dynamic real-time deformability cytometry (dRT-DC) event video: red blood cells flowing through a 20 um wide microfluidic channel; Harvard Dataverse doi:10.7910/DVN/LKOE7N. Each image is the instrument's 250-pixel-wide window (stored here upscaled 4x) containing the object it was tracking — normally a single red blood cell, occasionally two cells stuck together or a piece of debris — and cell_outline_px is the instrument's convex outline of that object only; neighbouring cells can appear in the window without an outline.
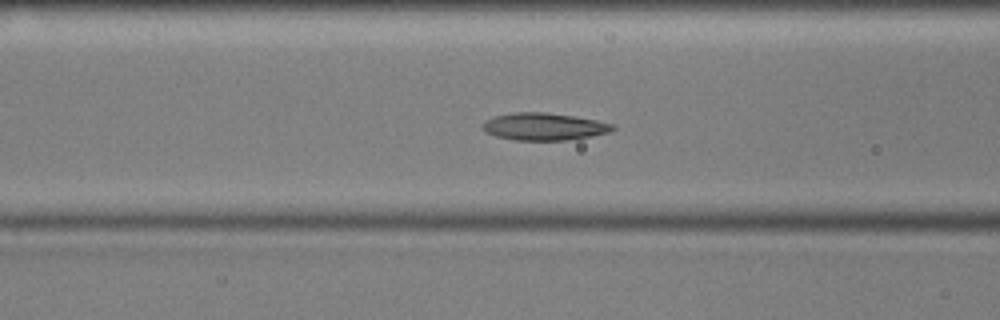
{"species": "common noctule bat (a hibernating species)", "species_latin": "Nyctalus noctula", "temperature_condition": "cold", "stored_images_in_passage": 40, "camera_frame_rate_fps": 3000, "um_per_image_px": 0.085, "animal": {"sex": "male", "body_mass_g": 17.9, "forearm_length_mm": 54.2}, "frame": {"image": 1, "passage_image": 6, "time_ms": 1.667, "image_size_px": [1000, 320], "cell_outline_px": [[616, 128], [608, 132], [592, 136], [564, 140], [516, 140], [496, 136], [484, 132], [480, 128], [484, 120], [496, 116], [512, 112], [544, 112], [572, 116], [596, 120], [616, 124]], "centroid_in_image_um": [46.21, 10.75], "position_along_channel_um": 120.4, "area_um2": 20.75}}
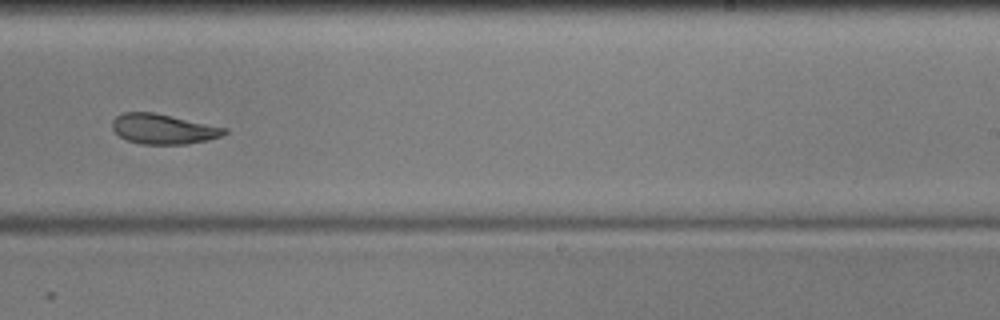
{"frame": {"image": 2, "passage_image": 19, "time_ms": 6.0, "image_size_px": [1000, 320], "cell_outline_px": [[228, 132], [224, 136], [188, 144], [144, 144], [128, 140], [120, 136], [112, 128], [112, 120], [116, 116], [124, 112], [152, 112], [228, 128]], "centroid_in_image_um": [13.9, 10.96], "position_along_channel_um": 275.1, "area_um2": 19.54}}
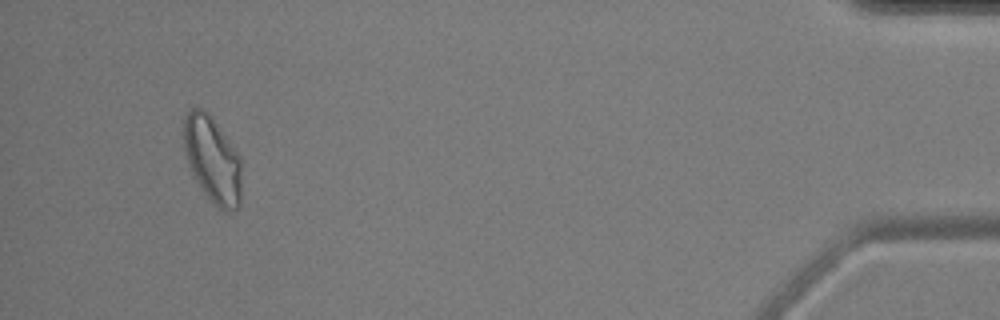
{"frame": {"image": 3, "passage_image": 37, "time_ms": 12.0, "image_size_px": [1000, 320], "cell_outline_px": [[240, 208], [228, 212], [224, 212], [204, 192], [196, 180], [192, 172], [188, 160], [184, 144], [184, 116], [192, 108], [200, 108], [208, 112], [228, 140], [236, 152], [240, 160]], "centroid_in_image_um": [18.06, 13.57], "position_along_channel_um": 417.1, "area_um2": 28.32}, "authors_computed_cell_mechanics": {"area_um2": 20.9236, "velocity_mm_per_s": 3.5786, "shape_relaxation_time_tau1_ms": 6.6511, "shape_relaxation_time_tau2_ms": 3.9505, "deformation_change_tau1": 0.1469, "deformation_change_tau2": 0.1024}}